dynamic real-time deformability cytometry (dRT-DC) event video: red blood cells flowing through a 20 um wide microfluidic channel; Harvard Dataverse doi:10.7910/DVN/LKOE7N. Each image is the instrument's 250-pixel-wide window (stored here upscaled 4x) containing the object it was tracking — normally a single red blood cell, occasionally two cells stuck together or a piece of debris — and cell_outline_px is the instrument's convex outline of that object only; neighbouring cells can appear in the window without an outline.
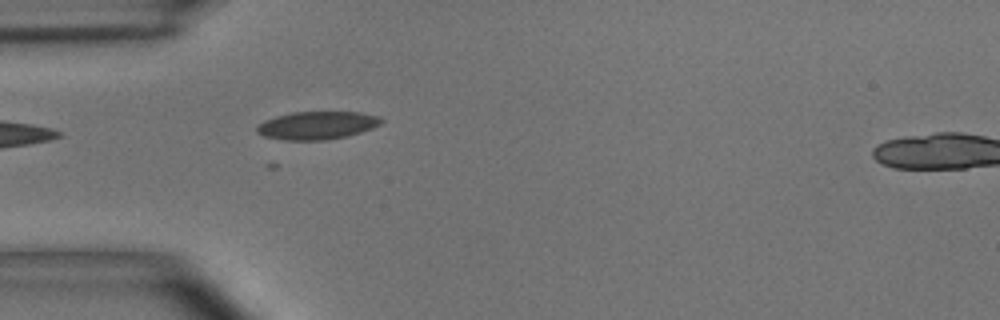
{"species": "common noctule bat (a hibernating species)", "species_latin": "Nyctalus noctula", "temperature_condition": "room temperature", "stored_images_in_passage": 13, "camera_frame_rate_fps": 3000, "um_per_image_px": 0.085, "animal": {"sex": "male", "body_mass_g": 15.6}, "frame": {"image": 1, "passage_image": 1, "time_ms": 0.0, "image_size_px": [1000, 320], "cell_outline_px": [[384, 120], [380, 124], [372, 128], [348, 136], [324, 140], [284, 140], [264, 136], [256, 132], [256, 128], [264, 120], [276, 116], [292, 112], [360, 112], [380, 116]], "centroid_in_image_um": [26.96, 10.65], "position_along_channel_um": 58.0, "area_um2": 20.29}}
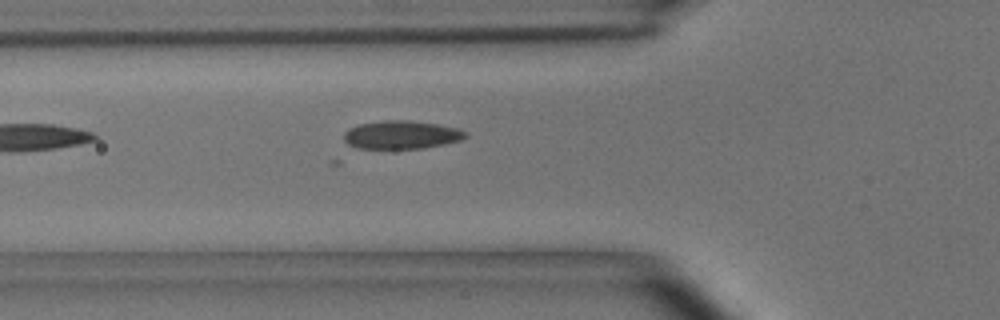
{"frame": {"image": 2, "passage_image": 4, "time_ms": 1.0, "image_size_px": [1000, 320], "cell_outline_px": [[468, 136], [460, 140], [444, 144], [424, 148], [356, 148], [348, 144], [344, 140], [344, 132], [348, 128], [356, 124], [384, 120], [408, 120], [436, 124], [456, 128], [468, 132]], "centroid_in_image_um": [34.09, 11.45], "position_along_channel_um": 91.7, "area_um2": 20.06}}